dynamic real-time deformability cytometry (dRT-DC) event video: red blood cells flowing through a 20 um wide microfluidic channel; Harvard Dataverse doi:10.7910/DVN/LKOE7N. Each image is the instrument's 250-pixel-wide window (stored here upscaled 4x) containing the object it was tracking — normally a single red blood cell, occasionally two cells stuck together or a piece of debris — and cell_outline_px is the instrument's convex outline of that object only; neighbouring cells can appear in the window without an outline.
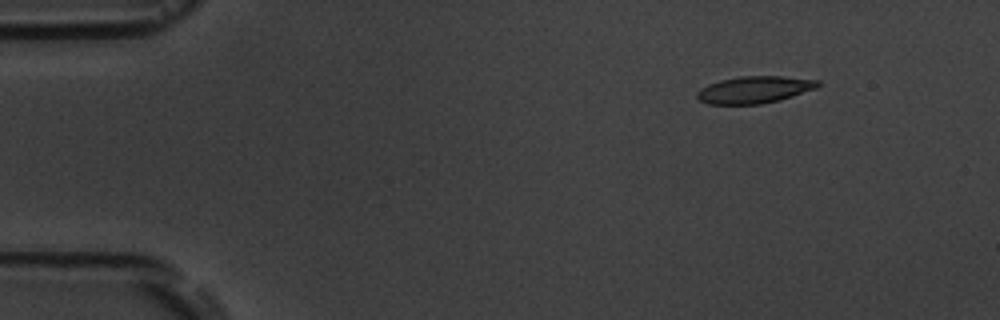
{"species": "common noctule bat (a hibernating species)", "species_latin": "Nyctalus noctula", "temperature_condition": "room temperature", "stored_images_in_passage": 6, "camera_frame_rate_fps": 3000, "um_per_image_px": 0.085, "animal": {"sex": "male", "body_mass_g": 19.5, "forearm_length_mm": 54.6}, "frame": {"image": 1, "passage_image": 2, "time_ms": 1.333, "image_size_px": [1000, 320], "cell_outline_px": [[820, 84], [816, 88], [780, 100], [760, 104], [708, 104], [700, 100], [696, 96], [696, 92], [700, 88], [708, 84], [720, 80], [740, 76], [780, 76], [820, 80]], "centroid_in_image_um": [64.11, 7.62], "position_along_channel_um": 20.9, "area_um2": 19.02}}
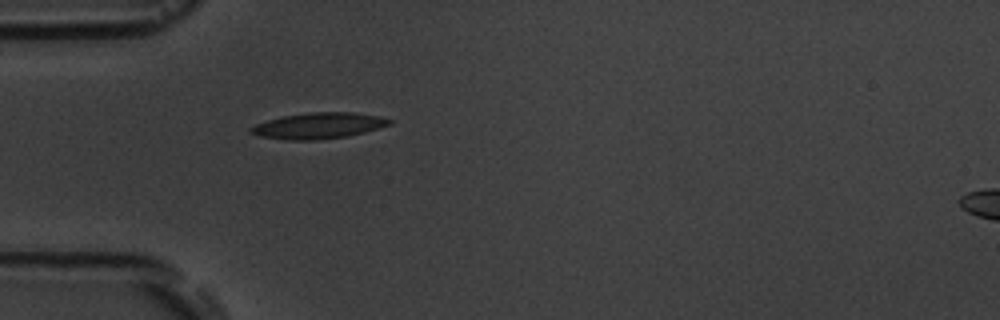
{"frame": {"image": 2, "passage_image": 5, "time_ms": 4.667, "image_size_px": [1000, 320], "cell_outline_px": [[392, 124], [364, 132], [348, 136], [316, 140], [284, 140], [260, 136], [248, 132], [248, 128], [256, 124], [268, 120], [284, 116], [308, 112], [352, 112], [380, 116], [392, 120]], "centroid_in_image_um": [27.06, 10.68], "position_along_channel_um": 57.9, "area_um2": 21.04}}